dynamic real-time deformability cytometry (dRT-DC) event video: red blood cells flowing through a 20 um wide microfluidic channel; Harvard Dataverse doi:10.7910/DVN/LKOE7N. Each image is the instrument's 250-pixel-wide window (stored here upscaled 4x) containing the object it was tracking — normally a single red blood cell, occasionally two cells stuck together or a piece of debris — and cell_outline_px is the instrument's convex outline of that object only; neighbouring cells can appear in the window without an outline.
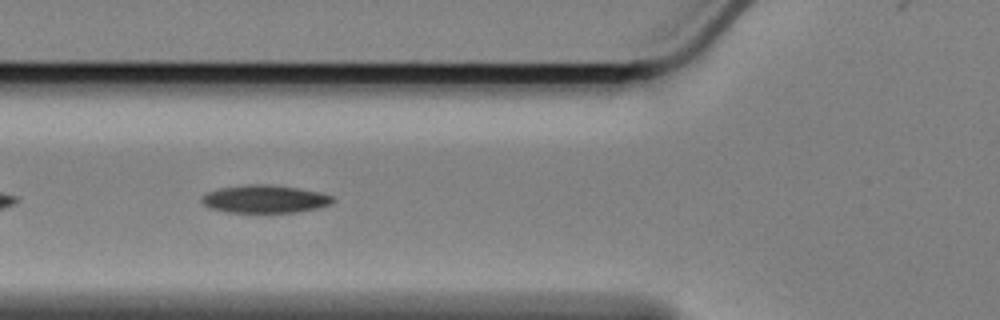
{"species": "Egyptian fruit bat (a non-hibernating species)", "species_latin": "Rousettus aegyptiacus", "temperature_condition": "cold", "stored_images_in_passage": 17, "camera_frame_rate_fps": 3000, "um_per_image_px": 0.085, "animal": {"sex": "female"}, "frame": {"image": 1, "passage_image": 6, "time_ms": 1.667, "image_size_px": [1000, 320], "cell_outline_px": [[336, 200], [332, 204], [316, 208], [296, 212], [224, 212], [212, 208], [204, 204], [200, 200], [200, 196], [208, 192], [220, 188], [248, 184], [272, 184], [320, 192], [332, 196]], "centroid_in_image_um": [22.51, 16.91], "position_along_channel_um": 103.3, "area_um2": 21.27}}
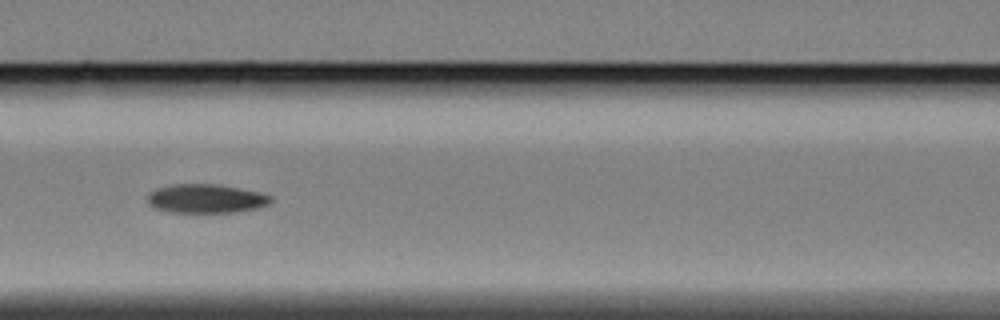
{"frame": {"image": 2, "passage_image": 10, "time_ms": 3.0, "image_size_px": [1000, 320], "cell_outline_px": [[272, 200], [268, 204], [260, 208], [236, 212], [168, 212], [152, 208], [148, 204], [148, 192], [156, 188], [168, 184], [220, 184], [260, 192], [272, 196]], "centroid_in_image_um": [17.49, 16.88], "position_along_channel_um": 149.1, "area_um2": 21.15}}